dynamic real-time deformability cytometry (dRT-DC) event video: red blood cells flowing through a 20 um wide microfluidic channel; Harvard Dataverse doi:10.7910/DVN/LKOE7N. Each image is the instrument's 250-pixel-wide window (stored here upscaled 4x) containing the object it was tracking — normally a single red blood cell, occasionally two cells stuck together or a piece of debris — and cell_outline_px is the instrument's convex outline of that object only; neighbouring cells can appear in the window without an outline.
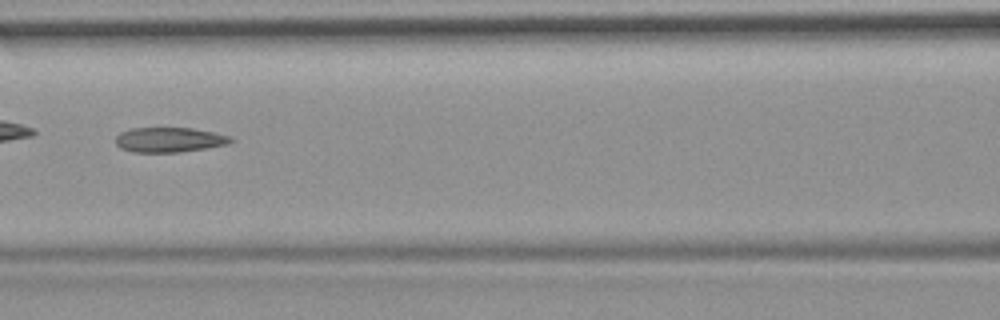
{"species": "common noctule bat (a hibernating species)", "species_latin": "Nyctalus noctula", "temperature_condition": "room temperature", "stored_images_in_passage": 52, "camera_frame_rate_fps": 3000, "um_per_image_px": 0.085, "animal": {"sex": "female", "body_mass_g": 19.9}, "frame": {"image": 1, "passage_image": 23, "time_ms": 7.333, "image_size_px": [1000, 320], "cell_outline_px": [[236, 140], [228, 144], [180, 152], [132, 152], [120, 148], [116, 144], [116, 136], [120, 132], [132, 128], [192, 128], [212, 132], [228, 136]], "centroid_in_image_um": [14.36, 11.88], "position_along_channel_um": 152.2, "area_um2": 16.59}, "authors_computed_cell_mechanics": {"area_um2": 17.8024, "velocity_mm_per_s": 3.734, "shape_relaxation_time_tau1_ms": null, "shape_relaxation_time_tau2_ms": 5.2046, "deformation_change_tau1": null, "deformation_change_tau2": 0.1609}}